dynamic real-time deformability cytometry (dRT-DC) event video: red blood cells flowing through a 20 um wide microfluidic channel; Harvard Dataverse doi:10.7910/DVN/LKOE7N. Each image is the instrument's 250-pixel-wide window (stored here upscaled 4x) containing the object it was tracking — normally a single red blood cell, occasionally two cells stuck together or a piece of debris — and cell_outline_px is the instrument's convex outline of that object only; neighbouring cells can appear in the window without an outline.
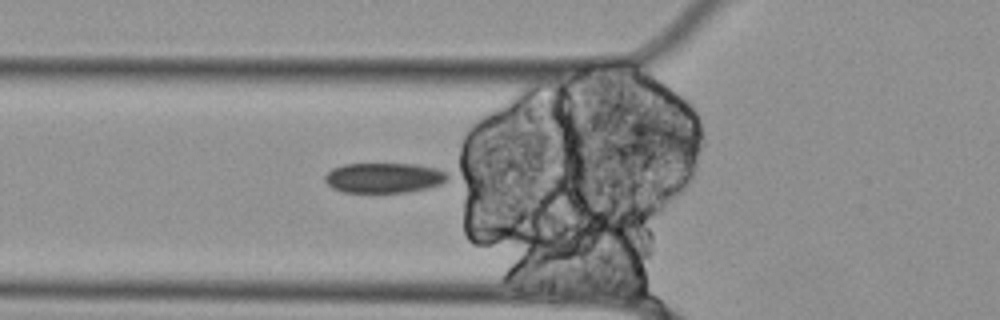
{"species": "Egyptian fruit bat (a non-hibernating species)", "species_latin": "Rousettus aegyptiacus", "temperature_condition": "cold", "stored_images_in_passage": 54, "camera_frame_rate_fps": 3000, "um_per_image_px": 0.085, "animal": {"sex": "female"}, "frame": {"image": 1, "passage_image": 18, "time_ms": 5.667, "image_size_px": [1000, 320], "cell_outline_px": [[448, 180], [440, 184], [428, 188], [408, 192], [344, 192], [332, 188], [324, 180], [324, 176], [332, 168], [344, 164], [416, 164], [436, 168], [448, 172]], "centroid_in_image_um": [32.65, 15.11], "position_along_channel_um": 93.1, "area_um2": 21.62}}
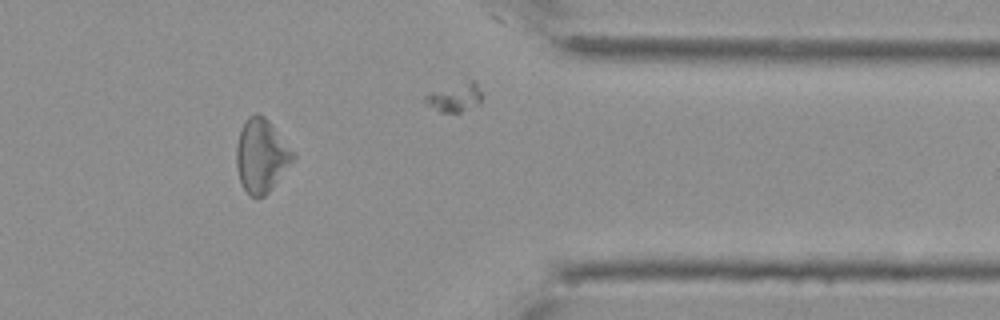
{"frame": {"image": 2, "passage_image": 45, "time_ms": 14.667, "image_size_px": [1000, 320], "cell_outline_px": [[296, 160], [272, 188], [264, 196], [256, 200], [244, 188], [240, 180], [236, 164], [236, 144], [240, 128], [244, 120], [248, 116], [256, 112], [264, 116], [268, 120], [296, 152]], "centroid_in_image_um": [22.24, 13.22], "position_along_channel_um": 389.2, "area_um2": 24.8}}
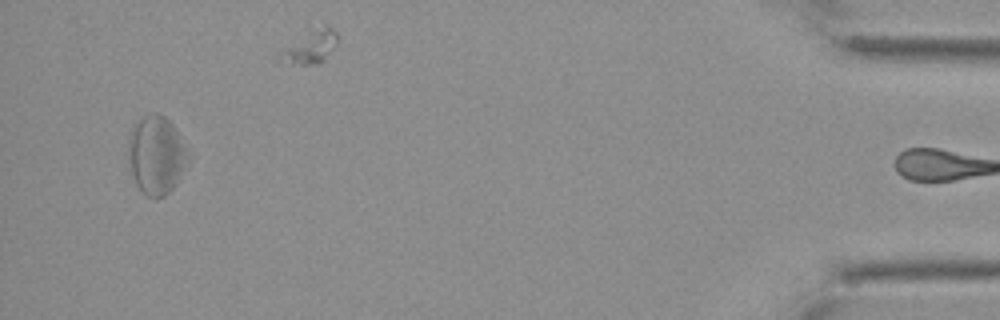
{"frame": {"image": 3, "passage_image": 53, "time_ms": 17.333, "image_size_px": [1000, 320], "cell_outline_px": [[192, 156], [172, 188], [164, 196], [156, 200], [148, 196], [136, 184], [132, 176], [128, 160], [128, 136], [136, 124], [144, 116], [152, 112], [156, 112], [164, 116], [172, 124]], "centroid_in_image_um": [13.29, 13.19], "position_along_channel_um": 421.9, "area_um2": 27.34}, "authors_computed_cell_mechanics": {"area_um2": 24.1026, "velocity_mm_per_s": 3.4943, "shape_relaxation_time_tau1_ms": null, "shape_relaxation_time_tau2_ms": 4.4237, "deformation_change_tau1": null, "deformation_change_tau2": 0.1406}}